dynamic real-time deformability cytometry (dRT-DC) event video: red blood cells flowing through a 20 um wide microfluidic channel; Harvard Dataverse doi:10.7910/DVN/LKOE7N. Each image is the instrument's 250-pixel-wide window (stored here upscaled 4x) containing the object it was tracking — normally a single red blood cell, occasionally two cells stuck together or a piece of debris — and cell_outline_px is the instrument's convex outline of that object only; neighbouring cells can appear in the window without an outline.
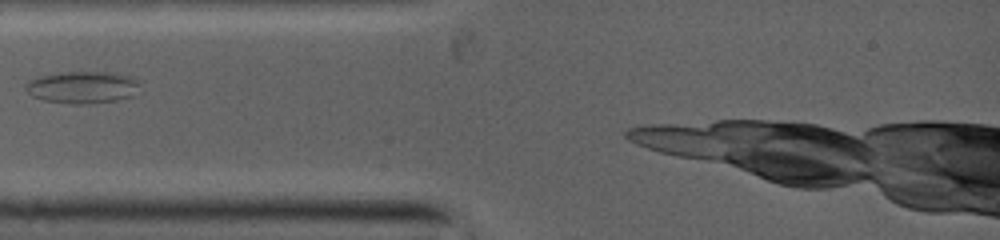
{"species": "common noctule bat (a hibernating species)", "species_latin": "Nyctalus noctula", "temperature_condition": "warm", "stored_images_in_passage": 3, "camera_frame_rate_fps": 5000, "um_per_image_px": 0.085, "animal": {"sex": "female", "body_mass_g": 19.0, "forearm_length_mm": 53.3}, "frame": {"image": 1, "passage_image": 1, "time_ms": 0.0, "image_size_px": [1000, 240], "cell_outline_px": [[136, 84], [128, 96], [112, 100], [44, 100], [32, 96], [28, 92], [28, 80], [44, 76], [68, 72], [100, 72], [124, 76], [132, 80]], "centroid_in_image_um": [6.87, 7.36], "position_along_channel_um": 78.1, "area_um2": 18.67}}